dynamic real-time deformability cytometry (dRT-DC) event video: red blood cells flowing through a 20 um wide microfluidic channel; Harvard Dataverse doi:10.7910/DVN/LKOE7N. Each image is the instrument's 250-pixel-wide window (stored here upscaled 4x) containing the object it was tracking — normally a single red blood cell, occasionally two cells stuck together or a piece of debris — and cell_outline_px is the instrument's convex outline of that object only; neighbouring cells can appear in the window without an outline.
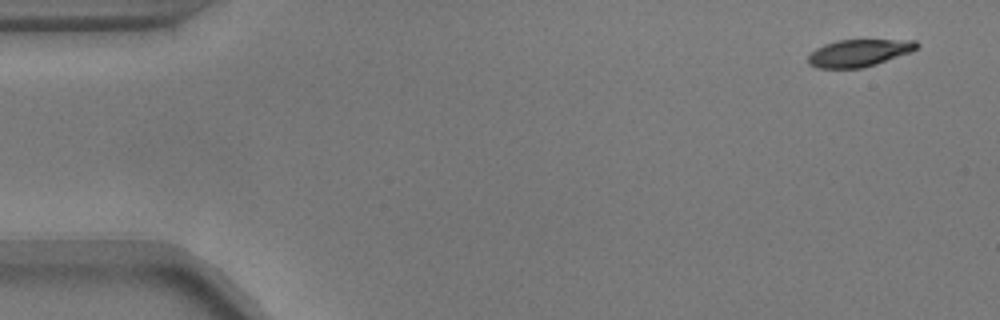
{"species": "common noctule bat (a hibernating species)", "species_latin": "Nyctalus noctula", "temperature_condition": "warm", "stored_images_in_passage": 52, "camera_frame_rate_fps": 3000, "um_per_image_px": 0.085, "animal": {"sex": "male", "body_mass_g": 17.9}, "frame": {"image": 1, "passage_image": 1, "time_ms": 0.0, "image_size_px": [1000, 320], "cell_outline_px": [[920, 44], [912, 52], [876, 64], [860, 68], [820, 68], [808, 64], [808, 56], [816, 48], [824, 44], [840, 40], [916, 40]], "centroid_in_image_um": [73.03, 4.5], "position_along_channel_um": 12.0, "area_um2": 17.17}}
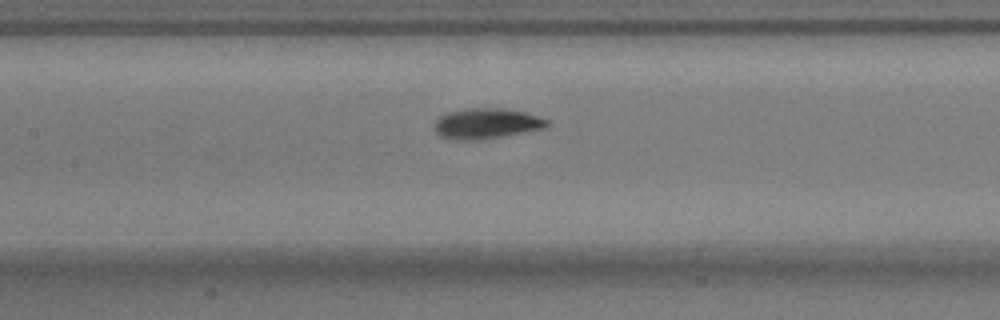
{"frame": {"image": 2, "passage_image": 23, "time_ms": 7.333, "image_size_px": [1000, 320], "cell_outline_px": [[552, 124], [544, 128], [480, 140], [456, 140], [440, 136], [432, 128], [436, 120], [440, 116], [448, 112], [464, 108], [500, 108], [524, 112], [548, 120]], "centroid_in_image_um": [41.31, 10.5], "position_along_channel_um": 166.1, "area_um2": 20.0}}
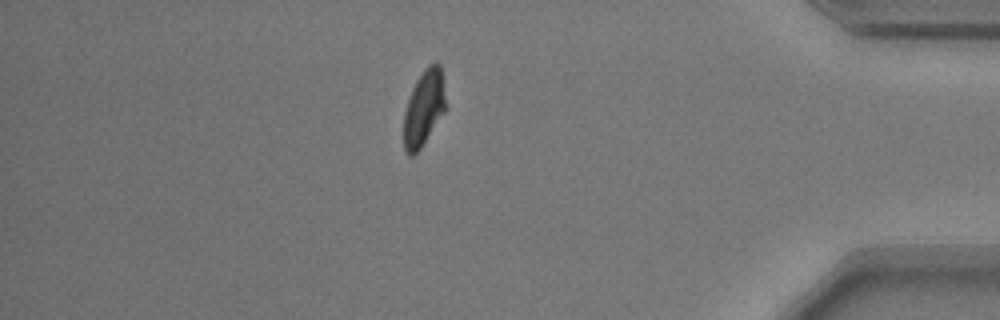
{"frame": {"image": 3, "passage_image": 45, "time_ms": 14.667, "image_size_px": [1000, 320], "cell_outline_px": [[444, 112], [420, 148], [412, 156], [408, 156], [404, 148], [404, 112], [412, 88], [416, 80], [424, 68], [428, 64], [436, 60], [440, 64], [444, 96]], "centroid_in_image_um": [36.0, 9.15], "position_along_channel_um": 399.2, "area_um2": 18.15}, "authors_computed_cell_mechanics": {"area_um2": 18.9873, "velocity_mm_per_s": 3.7029, "shape_relaxation_time_tau1_ms": 2.5193, "shape_relaxation_time_tau2_ms": 2.0149, "deformation_change_tau1": 0.1352, "deformation_change_tau2": 0.0698}}